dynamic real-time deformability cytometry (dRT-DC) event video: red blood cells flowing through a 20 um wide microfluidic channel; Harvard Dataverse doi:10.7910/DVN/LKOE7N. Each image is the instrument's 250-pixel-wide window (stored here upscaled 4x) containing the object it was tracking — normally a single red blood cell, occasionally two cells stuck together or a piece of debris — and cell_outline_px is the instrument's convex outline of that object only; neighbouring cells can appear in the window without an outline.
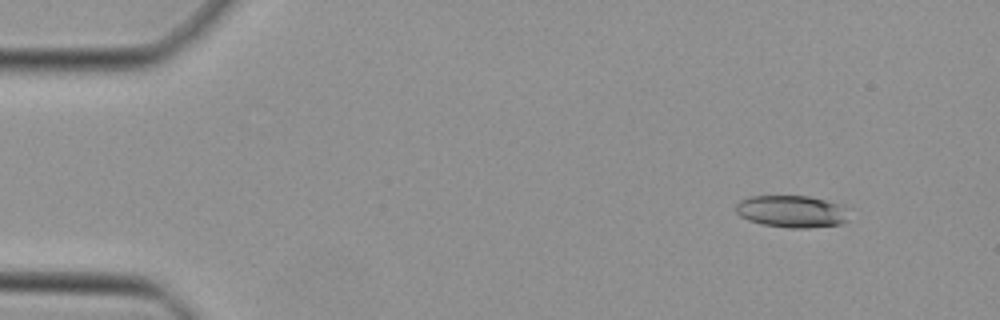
{"species": "Egyptian fruit bat (a non-hibernating species)", "species_latin": "Rousettus aegyptiacus", "temperature_condition": "cold", "stored_images_in_passage": 43, "camera_frame_rate_fps": 3000, "um_per_image_px": 0.085, "animal": {"sex": "female"}, "frame": {"image": 1, "passage_image": 1, "time_ms": 0.0, "image_size_px": [1000, 320], "cell_outline_px": [[852, 208], [848, 220], [840, 224], [808, 228], [788, 228], [760, 224], [748, 220], [740, 216], [736, 212], [736, 204], [740, 200], [752, 196], [808, 196], [844, 204]], "centroid_in_image_um": [67.39, 17.97], "position_along_channel_um": 17.6, "area_um2": 21.73}}
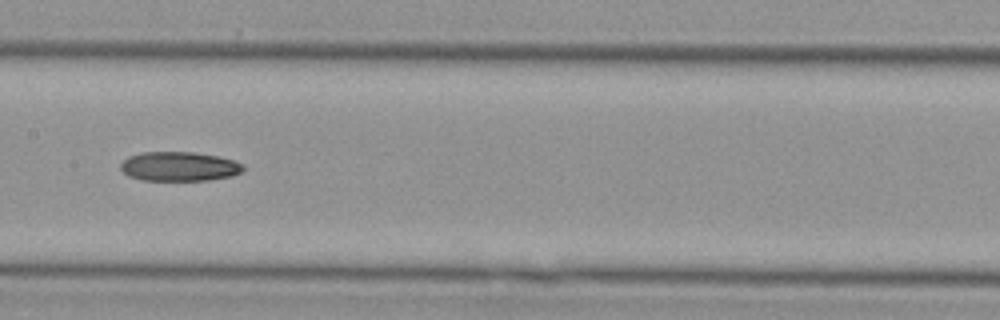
{"frame": {"image": 2, "passage_image": 20, "time_ms": 6.333, "image_size_px": [1000, 320], "cell_outline_px": [[244, 168], [240, 172], [232, 176], [208, 180], [140, 180], [128, 176], [120, 168], [120, 164], [128, 156], [144, 152], [192, 152], [216, 156], [236, 160], [244, 164]], "centroid_in_image_um": [15.23, 14.15], "position_along_channel_um": 192.2, "area_um2": 20.98}}
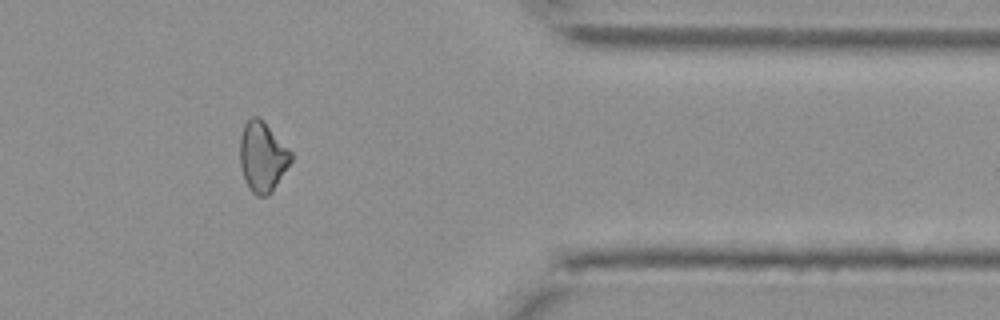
{"frame": {"image": 3, "passage_image": 35, "time_ms": 11.333, "image_size_px": [1000, 320], "cell_outline_px": [[292, 160], [272, 192], [268, 196], [256, 196], [248, 188], [244, 180], [240, 164], [240, 136], [244, 124], [252, 116], [256, 116], [292, 152]], "centroid_in_image_um": [22.29, 13.39], "position_along_channel_um": 389.1, "area_um2": 20.52}}